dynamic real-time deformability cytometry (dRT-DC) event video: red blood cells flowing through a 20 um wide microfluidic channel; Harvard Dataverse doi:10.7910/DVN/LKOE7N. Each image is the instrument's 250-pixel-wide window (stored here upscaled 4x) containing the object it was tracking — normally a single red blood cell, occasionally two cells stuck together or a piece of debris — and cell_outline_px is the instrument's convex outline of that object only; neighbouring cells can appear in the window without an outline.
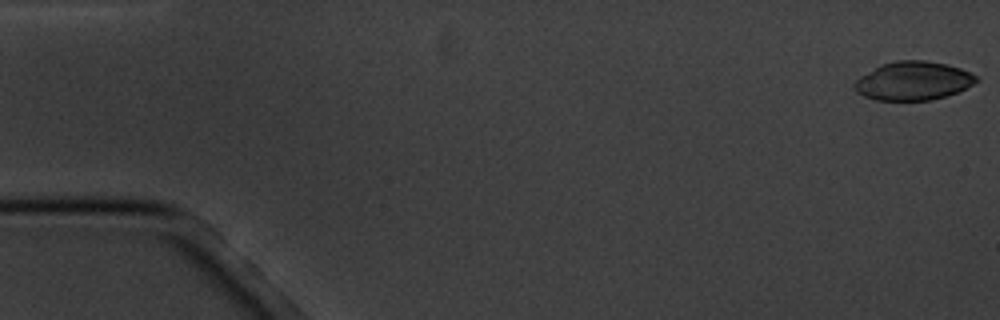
{"species": "common noctule bat (a hibernating species)", "species_latin": "Nyctalus noctula", "temperature_condition": "cold", "stored_images_in_passage": 7, "camera_frame_rate_fps": 3000, "um_per_image_px": 0.085, "animal": {"sex": "male", "body_mass_g": 20.1, "forearm_length_mm": 53.5}, "frame": {"image": 1, "passage_image": 1, "time_ms": 0.0, "image_size_px": [1000, 320], "cell_outline_px": [[980, 80], [956, 92], [944, 96], [928, 100], [876, 100], [864, 96], [856, 92], [852, 84], [860, 76], [880, 64], [896, 60], [924, 60], [948, 64], [960, 68], [976, 76]], "centroid_in_image_um": [77.57, 6.86], "position_along_channel_um": 7.4, "area_um2": 27.34}}
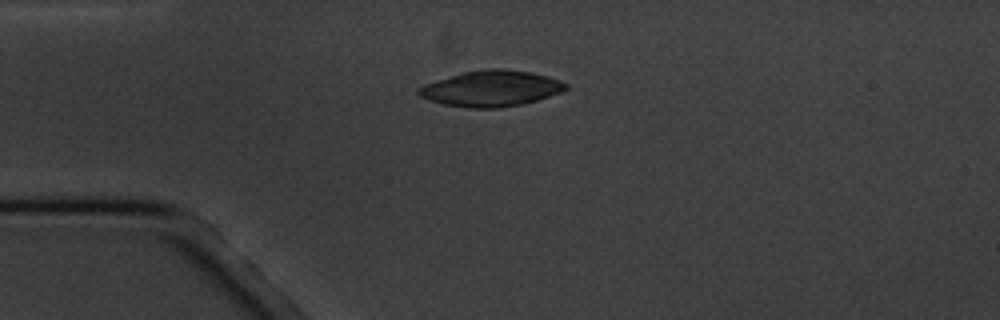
{"frame": {"image": 2, "passage_image": 4, "time_ms": 4.333, "image_size_px": [1000, 320], "cell_outline_px": [[568, 88], [560, 92], [536, 100], [520, 104], [496, 108], [468, 108], [444, 104], [420, 96], [416, 92], [416, 88], [424, 84], [460, 72], [488, 68], [500, 68], [532, 72], [548, 76], [560, 80], [568, 84]], "centroid_in_image_um": [41.73, 7.5], "position_along_channel_um": 43.3, "area_um2": 30.75}}
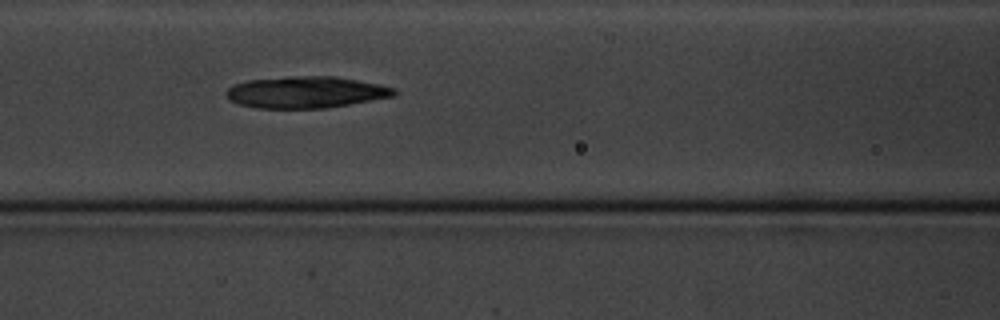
{"frame": {"image": 3, "passage_image": 7, "time_ms": 7.667, "image_size_px": [1000, 320], "cell_outline_px": [[396, 92], [392, 96], [348, 104], [324, 108], [256, 108], [240, 104], [228, 100], [224, 92], [228, 88], [236, 84], [248, 80], [288, 76], [336, 76], [396, 88]], "centroid_in_image_um": [25.93, 7.83], "position_along_channel_um": 140.7, "area_um2": 30.69}}